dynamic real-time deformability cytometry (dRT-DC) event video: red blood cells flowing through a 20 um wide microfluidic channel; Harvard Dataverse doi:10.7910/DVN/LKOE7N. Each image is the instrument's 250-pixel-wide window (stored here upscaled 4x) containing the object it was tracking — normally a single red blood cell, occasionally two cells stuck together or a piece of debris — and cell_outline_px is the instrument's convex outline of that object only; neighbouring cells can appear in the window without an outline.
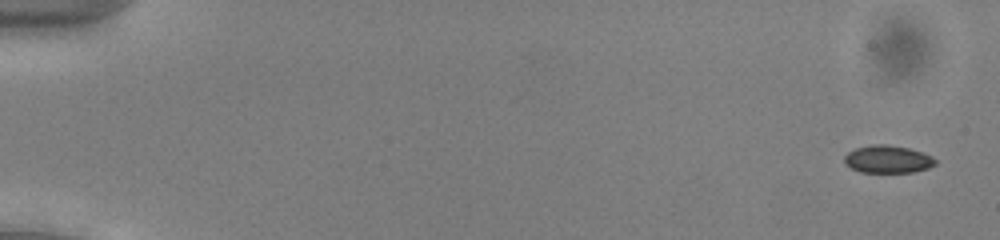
{"species": "common noctule bat (a hibernating species)", "species_latin": "Nyctalus noctula", "temperature_condition": "cold", "stored_images_in_passage": 54, "camera_frame_rate_fps": 3000, "um_per_image_px": 0.085, "animal": {"sex": "male", "body_mass_g": 13.0, "forearm_length_mm": 53.1}, "frame": {"image": 1, "passage_image": 3, "time_ms": 0.667, "image_size_px": [1000, 240], "cell_outline_px": [[936, 164], [928, 168], [912, 172], [860, 172], [852, 168], [844, 160], [844, 156], [848, 152], [856, 148], [872, 144], [888, 144], [908, 148], [932, 156], [936, 160]], "centroid_in_image_um": [75.47, 13.53], "position_along_channel_um": 9.5, "area_um2": 14.51}}
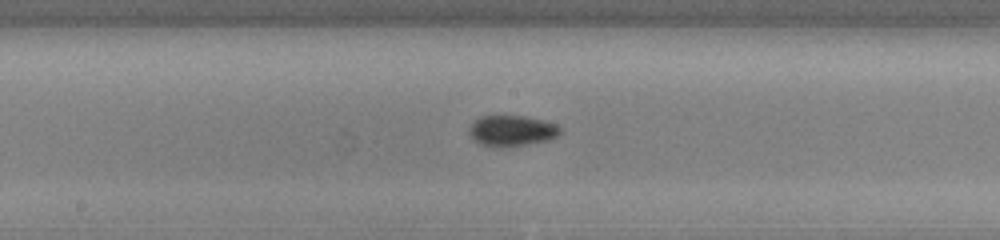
{"frame": {"image": 2, "passage_image": 30, "time_ms": 9.667, "image_size_px": [1000, 240], "cell_outline_px": [[564, 128], [556, 136], [548, 140], [528, 144], [504, 148], [492, 148], [480, 144], [472, 140], [468, 132], [472, 124], [480, 116], [524, 116], [544, 120], [556, 124]], "centroid_in_image_um": [43.49, 11.14], "position_along_channel_um": 204.7, "area_um2": 16.65}}
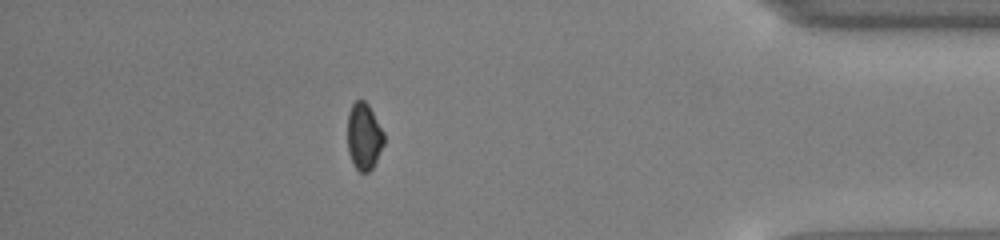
{"frame": {"image": 3, "passage_image": 48, "time_ms": 15.667, "image_size_px": [1000, 240], "cell_outline_px": [[384, 144], [372, 168], [368, 172], [360, 172], [356, 168], [348, 152], [348, 112], [352, 104], [356, 100], [364, 100], [368, 104], [384, 132]], "centroid_in_image_um": [30.94, 11.58], "position_along_channel_um": 404.3, "area_um2": 14.1}, "authors_computed_cell_mechanics": {"area_um2": 15.028, "velocity_mm_per_s": 3.9592, "shape_relaxation_time_tau1_ms": 1.1421, "shape_relaxation_time_tau2_ms": 9.1886, "deformation_change_tau1": 0.0411, "deformation_change_tau2": 0.1035}}